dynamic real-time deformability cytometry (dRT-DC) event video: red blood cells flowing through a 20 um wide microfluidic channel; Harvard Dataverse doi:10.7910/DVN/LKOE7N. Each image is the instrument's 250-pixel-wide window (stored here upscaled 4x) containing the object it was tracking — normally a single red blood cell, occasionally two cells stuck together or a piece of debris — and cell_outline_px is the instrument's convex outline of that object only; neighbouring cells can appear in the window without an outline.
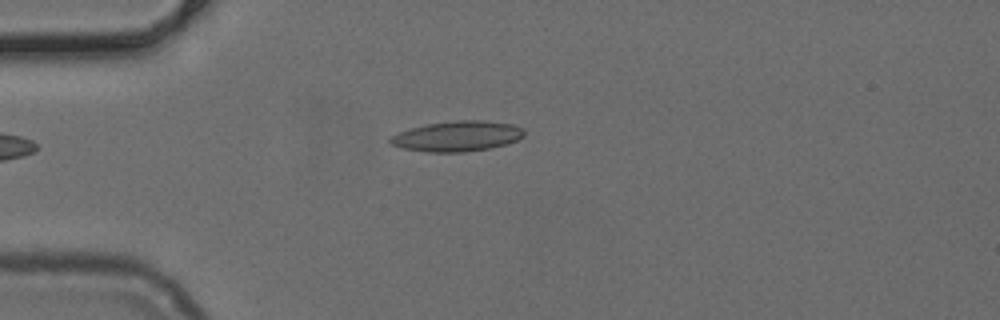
{"species": "common noctule bat (a hibernating species)", "species_latin": "Nyctalus noctula", "temperature_condition": "cold", "stored_images_in_passage": 35, "camera_frame_rate_fps": 3000, "um_per_image_px": 0.085, "animal": {"sex": "female", "body_mass_g": 24.6, "forearm_length_mm": 56.2}, "frame": {"image": 1, "passage_image": 1, "time_ms": 0.0, "image_size_px": [1000, 320], "cell_outline_px": [[524, 136], [508, 144], [488, 148], [464, 152], [428, 152], [400, 148], [388, 144], [388, 140], [392, 136], [400, 132], [412, 128], [428, 124], [456, 120], [484, 120], [512, 124], [524, 128]], "centroid_in_image_um": [38.87, 11.58], "position_along_channel_um": 46.1, "area_um2": 23.7}}
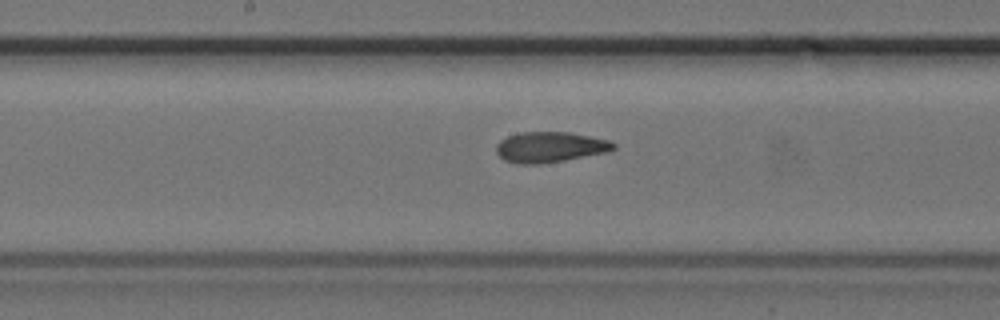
{"frame": {"image": 2, "passage_image": 14, "time_ms": 4.333, "image_size_px": [1000, 320], "cell_outline_px": [[616, 148], [608, 152], [564, 160], [540, 164], [516, 164], [504, 160], [496, 152], [496, 144], [500, 140], [508, 136], [520, 132], [568, 132], [608, 140], [616, 144]], "centroid_in_image_um": [46.73, 12.51], "position_along_channel_um": 201.5, "area_um2": 20.87}}
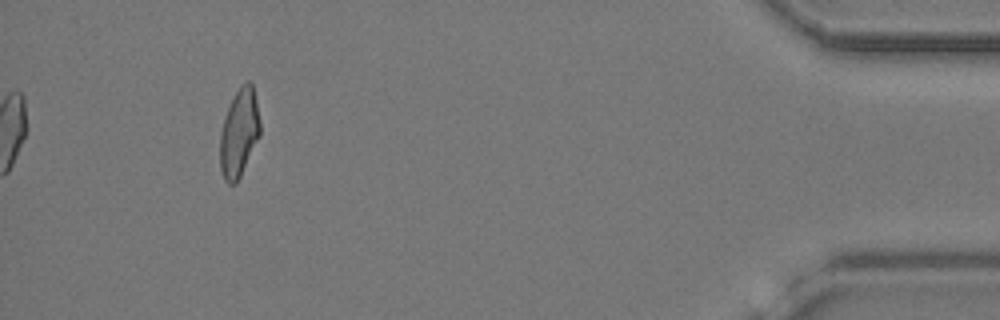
{"frame": {"image": 3, "passage_image": 35, "time_ms": 11.333, "image_size_px": [1000, 320], "cell_outline_px": [[260, 136], [236, 184], [228, 184], [224, 180], [220, 168], [220, 132], [232, 96], [240, 84], [248, 80], [252, 84], [260, 120]], "centroid_in_image_um": [20.32, 11.29], "position_along_channel_um": 414.9, "area_um2": 20.58}}